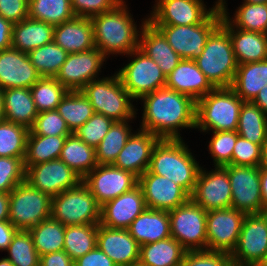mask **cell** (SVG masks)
I'll use <instances>...</instances> for the list:
<instances>
[{"instance_id":"cell-1","label":"cell","mask_w":267,"mask_h":266,"mask_svg":"<svg viewBox=\"0 0 267 266\" xmlns=\"http://www.w3.org/2000/svg\"><path fill=\"white\" fill-rule=\"evenodd\" d=\"M139 101V128L159 139H184L182 130H195L196 102L190 96L165 87L142 96L136 105Z\"/></svg>"},{"instance_id":"cell-2","label":"cell","mask_w":267,"mask_h":266,"mask_svg":"<svg viewBox=\"0 0 267 266\" xmlns=\"http://www.w3.org/2000/svg\"><path fill=\"white\" fill-rule=\"evenodd\" d=\"M127 2L122 0L113 9L90 18L95 48L107 59L123 57L139 48V36L147 22V14L138 24Z\"/></svg>"},{"instance_id":"cell-3","label":"cell","mask_w":267,"mask_h":266,"mask_svg":"<svg viewBox=\"0 0 267 266\" xmlns=\"http://www.w3.org/2000/svg\"><path fill=\"white\" fill-rule=\"evenodd\" d=\"M184 139H160L154 146L148 171L193 193L202 163Z\"/></svg>"},{"instance_id":"cell-4","label":"cell","mask_w":267,"mask_h":266,"mask_svg":"<svg viewBox=\"0 0 267 266\" xmlns=\"http://www.w3.org/2000/svg\"><path fill=\"white\" fill-rule=\"evenodd\" d=\"M242 103L231 87L214 88L196 101L195 131H237Z\"/></svg>"},{"instance_id":"cell-5","label":"cell","mask_w":267,"mask_h":266,"mask_svg":"<svg viewBox=\"0 0 267 266\" xmlns=\"http://www.w3.org/2000/svg\"><path fill=\"white\" fill-rule=\"evenodd\" d=\"M80 91L90 101L95 113L114 121L137 118L139 108L137 109L135 100L124 88L116 72L89 82Z\"/></svg>"},{"instance_id":"cell-6","label":"cell","mask_w":267,"mask_h":266,"mask_svg":"<svg viewBox=\"0 0 267 266\" xmlns=\"http://www.w3.org/2000/svg\"><path fill=\"white\" fill-rule=\"evenodd\" d=\"M194 61L214 88L232 86L238 63L229 33L221 24L210 34L202 54Z\"/></svg>"},{"instance_id":"cell-7","label":"cell","mask_w":267,"mask_h":266,"mask_svg":"<svg viewBox=\"0 0 267 266\" xmlns=\"http://www.w3.org/2000/svg\"><path fill=\"white\" fill-rule=\"evenodd\" d=\"M100 210L101 206L83 181L51 201V218L65 226L99 224Z\"/></svg>"},{"instance_id":"cell-8","label":"cell","mask_w":267,"mask_h":266,"mask_svg":"<svg viewBox=\"0 0 267 266\" xmlns=\"http://www.w3.org/2000/svg\"><path fill=\"white\" fill-rule=\"evenodd\" d=\"M222 11L218 6L202 23L196 25H152L167 39L182 59L199 57L210 34L221 24Z\"/></svg>"},{"instance_id":"cell-9","label":"cell","mask_w":267,"mask_h":266,"mask_svg":"<svg viewBox=\"0 0 267 266\" xmlns=\"http://www.w3.org/2000/svg\"><path fill=\"white\" fill-rule=\"evenodd\" d=\"M124 66L114 71L130 96L137 102L142 96L165 88L166 77L153 59L139 48L126 55Z\"/></svg>"},{"instance_id":"cell-10","label":"cell","mask_w":267,"mask_h":266,"mask_svg":"<svg viewBox=\"0 0 267 266\" xmlns=\"http://www.w3.org/2000/svg\"><path fill=\"white\" fill-rule=\"evenodd\" d=\"M52 198L27 181L10 192L9 221L18 230H29L51 217Z\"/></svg>"},{"instance_id":"cell-11","label":"cell","mask_w":267,"mask_h":266,"mask_svg":"<svg viewBox=\"0 0 267 266\" xmlns=\"http://www.w3.org/2000/svg\"><path fill=\"white\" fill-rule=\"evenodd\" d=\"M171 237L186 251L207 250V211L191 199L168 211Z\"/></svg>"},{"instance_id":"cell-12","label":"cell","mask_w":267,"mask_h":266,"mask_svg":"<svg viewBox=\"0 0 267 266\" xmlns=\"http://www.w3.org/2000/svg\"><path fill=\"white\" fill-rule=\"evenodd\" d=\"M267 254V212L246 214L230 254L233 266H260Z\"/></svg>"},{"instance_id":"cell-13","label":"cell","mask_w":267,"mask_h":266,"mask_svg":"<svg viewBox=\"0 0 267 266\" xmlns=\"http://www.w3.org/2000/svg\"><path fill=\"white\" fill-rule=\"evenodd\" d=\"M215 1L207 7L204 0H154L147 21L151 25H196L219 6V0Z\"/></svg>"},{"instance_id":"cell-14","label":"cell","mask_w":267,"mask_h":266,"mask_svg":"<svg viewBox=\"0 0 267 266\" xmlns=\"http://www.w3.org/2000/svg\"><path fill=\"white\" fill-rule=\"evenodd\" d=\"M107 60L97 48L70 53L55 78L68 91H80L89 82L102 78Z\"/></svg>"},{"instance_id":"cell-15","label":"cell","mask_w":267,"mask_h":266,"mask_svg":"<svg viewBox=\"0 0 267 266\" xmlns=\"http://www.w3.org/2000/svg\"><path fill=\"white\" fill-rule=\"evenodd\" d=\"M232 190L231 207L246 214L263 213L259 166H223Z\"/></svg>"},{"instance_id":"cell-16","label":"cell","mask_w":267,"mask_h":266,"mask_svg":"<svg viewBox=\"0 0 267 266\" xmlns=\"http://www.w3.org/2000/svg\"><path fill=\"white\" fill-rule=\"evenodd\" d=\"M203 165L190 199L206 211L231 207L232 190L227 170L221 166L207 169Z\"/></svg>"},{"instance_id":"cell-17","label":"cell","mask_w":267,"mask_h":266,"mask_svg":"<svg viewBox=\"0 0 267 266\" xmlns=\"http://www.w3.org/2000/svg\"><path fill=\"white\" fill-rule=\"evenodd\" d=\"M246 213L232 207L207 211V250L231 254L236 247Z\"/></svg>"},{"instance_id":"cell-18","label":"cell","mask_w":267,"mask_h":266,"mask_svg":"<svg viewBox=\"0 0 267 266\" xmlns=\"http://www.w3.org/2000/svg\"><path fill=\"white\" fill-rule=\"evenodd\" d=\"M82 181L90 189L96 202L102 206L138 185V177L132 172L112 164L97 165Z\"/></svg>"},{"instance_id":"cell-19","label":"cell","mask_w":267,"mask_h":266,"mask_svg":"<svg viewBox=\"0 0 267 266\" xmlns=\"http://www.w3.org/2000/svg\"><path fill=\"white\" fill-rule=\"evenodd\" d=\"M25 181L51 198L77 186L82 179L60 158L29 166Z\"/></svg>"},{"instance_id":"cell-20","label":"cell","mask_w":267,"mask_h":266,"mask_svg":"<svg viewBox=\"0 0 267 266\" xmlns=\"http://www.w3.org/2000/svg\"><path fill=\"white\" fill-rule=\"evenodd\" d=\"M147 208L170 211L190 200V194L166 177L148 170L138 177Z\"/></svg>"},{"instance_id":"cell-21","label":"cell","mask_w":267,"mask_h":266,"mask_svg":"<svg viewBox=\"0 0 267 266\" xmlns=\"http://www.w3.org/2000/svg\"><path fill=\"white\" fill-rule=\"evenodd\" d=\"M146 208L144 195L137 185L101 206L99 224L111 229H128Z\"/></svg>"},{"instance_id":"cell-22","label":"cell","mask_w":267,"mask_h":266,"mask_svg":"<svg viewBox=\"0 0 267 266\" xmlns=\"http://www.w3.org/2000/svg\"><path fill=\"white\" fill-rule=\"evenodd\" d=\"M40 74L31 64L28 53L14 48L0 51V88H31Z\"/></svg>"},{"instance_id":"cell-23","label":"cell","mask_w":267,"mask_h":266,"mask_svg":"<svg viewBox=\"0 0 267 266\" xmlns=\"http://www.w3.org/2000/svg\"><path fill=\"white\" fill-rule=\"evenodd\" d=\"M97 247L117 266H132L139 263L140 245L128 229H111L98 224Z\"/></svg>"},{"instance_id":"cell-24","label":"cell","mask_w":267,"mask_h":266,"mask_svg":"<svg viewBox=\"0 0 267 266\" xmlns=\"http://www.w3.org/2000/svg\"><path fill=\"white\" fill-rule=\"evenodd\" d=\"M159 140L154 134L137 128L112 165L141 176L148 170L153 148Z\"/></svg>"},{"instance_id":"cell-25","label":"cell","mask_w":267,"mask_h":266,"mask_svg":"<svg viewBox=\"0 0 267 266\" xmlns=\"http://www.w3.org/2000/svg\"><path fill=\"white\" fill-rule=\"evenodd\" d=\"M166 88L190 96L195 102L214 89L192 59H182L166 77Z\"/></svg>"},{"instance_id":"cell-26","label":"cell","mask_w":267,"mask_h":266,"mask_svg":"<svg viewBox=\"0 0 267 266\" xmlns=\"http://www.w3.org/2000/svg\"><path fill=\"white\" fill-rule=\"evenodd\" d=\"M221 25L229 33L238 65L267 59V34L235 28L223 15Z\"/></svg>"},{"instance_id":"cell-27","label":"cell","mask_w":267,"mask_h":266,"mask_svg":"<svg viewBox=\"0 0 267 266\" xmlns=\"http://www.w3.org/2000/svg\"><path fill=\"white\" fill-rule=\"evenodd\" d=\"M139 49L154 60L165 77H167L182 60L168 44L163 34L148 21L144 24L140 32Z\"/></svg>"},{"instance_id":"cell-28","label":"cell","mask_w":267,"mask_h":266,"mask_svg":"<svg viewBox=\"0 0 267 266\" xmlns=\"http://www.w3.org/2000/svg\"><path fill=\"white\" fill-rule=\"evenodd\" d=\"M53 41L68 54L95 48L90 18L75 16L62 24L55 25Z\"/></svg>"},{"instance_id":"cell-29","label":"cell","mask_w":267,"mask_h":266,"mask_svg":"<svg viewBox=\"0 0 267 266\" xmlns=\"http://www.w3.org/2000/svg\"><path fill=\"white\" fill-rule=\"evenodd\" d=\"M128 231L140 246L169 238V213L166 210L146 208L133 220Z\"/></svg>"},{"instance_id":"cell-30","label":"cell","mask_w":267,"mask_h":266,"mask_svg":"<svg viewBox=\"0 0 267 266\" xmlns=\"http://www.w3.org/2000/svg\"><path fill=\"white\" fill-rule=\"evenodd\" d=\"M55 25L27 17L13 24L11 47L24 53L50 43L54 39Z\"/></svg>"},{"instance_id":"cell-31","label":"cell","mask_w":267,"mask_h":266,"mask_svg":"<svg viewBox=\"0 0 267 266\" xmlns=\"http://www.w3.org/2000/svg\"><path fill=\"white\" fill-rule=\"evenodd\" d=\"M5 121L23 125L30 129L39 114L29 88L3 90Z\"/></svg>"},{"instance_id":"cell-32","label":"cell","mask_w":267,"mask_h":266,"mask_svg":"<svg viewBox=\"0 0 267 266\" xmlns=\"http://www.w3.org/2000/svg\"><path fill=\"white\" fill-rule=\"evenodd\" d=\"M228 0H219L222 15L238 29L267 34V3L252 4L241 2L233 14L228 12ZM227 2V3H226Z\"/></svg>"},{"instance_id":"cell-33","label":"cell","mask_w":267,"mask_h":266,"mask_svg":"<svg viewBox=\"0 0 267 266\" xmlns=\"http://www.w3.org/2000/svg\"><path fill=\"white\" fill-rule=\"evenodd\" d=\"M267 84V59L239 64L231 88L243 101H252Z\"/></svg>"},{"instance_id":"cell-34","label":"cell","mask_w":267,"mask_h":266,"mask_svg":"<svg viewBox=\"0 0 267 266\" xmlns=\"http://www.w3.org/2000/svg\"><path fill=\"white\" fill-rule=\"evenodd\" d=\"M186 250L173 237L140 246L143 266H180Z\"/></svg>"},{"instance_id":"cell-35","label":"cell","mask_w":267,"mask_h":266,"mask_svg":"<svg viewBox=\"0 0 267 266\" xmlns=\"http://www.w3.org/2000/svg\"><path fill=\"white\" fill-rule=\"evenodd\" d=\"M60 159L81 179L98 165L96 149L87 145L74 133L67 136Z\"/></svg>"},{"instance_id":"cell-36","label":"cell","mask_w":267,"mask_h":266,"mask_svg":"<svg viewBox=\"0 0 267 266\" xmlns=\"http://www.w3.org/2000/svg\"><path fill=\"white\" fill-rule=\"evenodd\" d=\"M237 133L257 145L267 141V115L252 101L242 103Z\"/></svg>"},{"instance_id":"cell-37","label":"cell","mask_w":267,"mask_h":266,"mask_svg":"<svg viewBox=\"0 0 267 266\" xmlns=\"http://www.w3.org/2000/svg\"><path fill=\"white\" fill-rule=\"evenodd\" d=\"M130 119L125 121H115L106 136L96 148V160L98 165L113 164L119 152L124 148L128 138L132 135L134 123Z\"/></svg>"},{"instance_id":"cell-38","label":"cell","mask_w":267,"mask_h":266,"mask_svg":"<svg viewBox=\"0 0 267 266\" xmlns=\"http://www.w3.org/2000/svg\"><path fill=\"white\" fill-rule=\"evenodd\" d=\"M67 136L28 135L25 170L32 165L60 158Z\"/></svg>"},{"instance_id":"cell-39","label":"cell","mask_w":267,"mask_h":266,"mask_svg":"<svg viewBox=\"0 0 267 266\" xmlns=\"http://www.w3.org/2000/svg\"><path fill=\"white\" fill-rule=\"evenodd\" d=\"M65 230V225L50 217L28 231L32 235L33 244L38 255L41 256L64 249Z\"/></svg>"},{"instance_id":"cell-40","label":"cell","mask_w":267,"mask_h":266,"mask_svg":"<svg viewBox=\"0 0 267 266\" xmlns=\"http://www.w3.org/2000/svg\"><path fill=\"white\" fill-rule=\"evenodd\" d=\"M56 111L66 121L72 133L95 113L90 101L81 91H68Z\"/></svg>"},{"instance_id":"cell-41","label":"cell","mask_w":267,"mask_h":266,"mask_svg":"<svg viewBox=\"0 0 267 266\" xmlns=\"http://www.w3.org/2000/svg\"><path fill=\"white\" fill-rule=\"evenodd\" d=\"M98 224L66 226L64 251L75 261L97 247Z\"/></svg>"},{"instance_id":"cell-42","label":"cell","mask_w":267,"mask_h":266,"mask_svg":"<svg viewBox=\"0 0 267 266\" xmlns=\"http://www.w3.org/2000/svg\"><path fill=\"white\" fill-rule=\"evenodd\" d=\"M29 17L52 25L74 18L71 0H29Z\"/></svg>"},{"instance_id":"cell-43","label":"cell","mask_w":267,"mask_h":266,"mask_svg":"<svg viewBox=\"0 0 267 266\" xmlns=\"http://www.w3.org/2000/svg\"><path fill=\"white\" fill-rule=\"evenodd\" d=\"M31 64L41 77L55 78L68 53L54 41L38 47L28 53Z\"/></svg>"},{"instance_id":"cell-44","label":"cell","mask_w":267,"mask_h":266,"mask_svg":"<svg viewBox=\"0 0 267 266\" xmlns=\"http://www.w3.org/2000/svg\"><path fill=\"white\" fill-rule=\"evenodd\" d=\"M30 129L3 121L0 123V157L25 158Z\"/></svg>"},{"instance_id":"cell-45","label":"cell","mask_w":267,"mask_h":266,"mask_svg":"<svg viewBox=\"0 0 267 266\" xmlns=\"http://www.w3.org/2000/svg\"><path fill=\"white\" fill-rule=\"evenodd\" d=\"M30 92L38 113L56 110L68 90L56 79L41 77L31 88Z\"/></svg>"},{"instance_id":"cell-46","label":"cell","mask_w":267,"mask_h":266,"mask_svg":"<svg viewBox=\"0 0 267 266\" xmlns=\"http://www.w3.org/2000/svg\"><path fill=\"white\" fill-rule=\"evenodd\" d=\"M5 256L13 266H39L40 256L27 230H18L13 236Z\"/></svg>"},{"instance_id":"cell-47","label":"cell","mask_w":267,"mask_h":266,"mask_svg":"<svg viewBox=\"0 0 267 266\" xmlns=\"http://www.w3.org/2000/svg\"><path fill=\"white\" fill-rule=\"evenodd\" d=\"M210 134V140L206 142L208 145V154H210L212 167L214 166H226L232 165V153L237 137L239 136L237 131H216L205 132L203 135ZM212 133V134H211Z\"/></svg>"},{"instance_id":"cell-48","label":"cell","mask_w":267,"mask_h":266,"mask_svg":"<svg viewBox=\"0 0 267 266\" xmlns=\"http://www.w3.org/2000/svg\"><path fill=\"white\" fill-rule=\"evenodd\" d=\"M115 121L100 113H94L74 134L83 142L97 148Z\"/></svg>"},{"instance_id":"cell-49","label":"cell","mask_w":267,"mask_h":266,"mask_svg":"<svg viewBox=\"0 0 267 266\" xmlns=\"http://www.w3.org/2000/svg\"><path fill=\"white\" fill-rule=\"evenodd\" d=\"M72 134L66 121L56 110L40 112L30 128L29 135L68 136Z\"/></svg>"},{"instance_id":"cell-50","label":"cell","mask_w":267,"mask_h":266,"mask_svg":"<svg viewBox=\"0 0 267 266\" xmlns=\"http://www.w3.org/2000/svg\"><path fill=\"white\" fill-rule=\"evenodd\" d=\"M24 158L0 157V192H11L25 181Z\"/></svg>"},{"instance_id":"cell-51","label":"cell","mask_w":267,"mask_h":266,"mask_svg":"<svg viewBox=\"0 0 267 266\" xmlns=\"http://www.w3.org/2000/svg\"><path fill=\"white\" fill-rule=\"evenodd\" d=\"M180 266H233L229 253L211 250L186 251Z\"/></svg>"},{"instance_id":"cell-52","label":"cell","mask_w":267,"mask_h":266,"mask_svg":"<svg viewBox=\"0 0 267 266\" xmlns=\"http://www.w3.org/2000/svg\"><path fill=\"white\" fill-rule=\"evenodd\" d=\"M262 146L251 143L249 140L238 136L232 153L234 166H260Z\"/></svg>"},{"instance_id":"cell-53","label":"cell","mask_w":267,"mask_h":266,"mask_svg":"<svg viewBox=\"0 0 267 266\" xmlns=\"http://www.w3.org/2000/svg\"><path fill=\"white\" fill-rule=\"evenodd\" d=\"M122 0H71L73 12L78 17L92 18L113 9Z\"/></svg>"},{"instance_id":"cell-54","label":"cell","mask_w":267,"mask_h":266,"mask_svg":"<svg viewBox=\"0 0 267 266\" xmlns=\"http://www.w3.org/2000/svg\"><path fill=\"white\" fill-rule=\"evenodd\" d=\"M29 0H0V16L12 24L29 17Z\"/></svg>"},{"instance_id":"cell-55","label":"cell","mask_w":267,"mask_h":266,"mask_svg":"<svg viewBox=\"0 0 267 266\" xmlns=\"http://www.w3.org/2000/svg\"><path fill=\"white\" fill-rule=\"evenodd\" d=\"M74 266H117L102 250L98 247L89 251L87 254L76 259Z\"/></svg>"},{"instance_id":"cell-56","label":"cell","mask_w":267,"mask_h":266,"mask_svg":"<svg viewBox=\"0 0 267 266\" xmlns=\"http://www.w3.org/2000/svg\"><path fill=\"white\" fill-rule=\"evenodd\" d=\"M39 266H74V261L62 250L41 255Z\"/></svg>"},{"instance_id":"cell-57","label":"cell","mask_w":267,"mask_h":266,"mask_svg":"<svg viewBox=\"0 0 267 266\" xmlns=\"http://www.w3.org/2000/svg\"><path fill=\"white\" fill-rule=\"evenodd\" d=\"M17 231L18 229L9 220L0 221V252L6 253Z\"/></svg>"},{"instance_id":"cell-58","label":"cell","mask_w":267,"mask_h":266,"mask_svg":"<svg viewBox=\"0 0 267 266\" xmlns=\"http://www.w3.org/2000/svg\"><path fill=\"white\" fill-rule=\"evenodd\" d=\"M13 24L0 16V51L11 48Z\"/></svg>"},{"instance_id":"cell-59","label":"cell","mask_w":267,"mask_h":266,"mask_svg":"<svg viewBox=\"0 0 267 266\" xmlns=\"http://www.w3.org/2000/svg\"><path fill=\"white\" fill-rule=\"evenodd\" d=\"M10 192H0V221L9 219Z\"/></svg>"},{"instance_id":"cell-60","label":"cell","mask_w":267,"mask_h":266,"mask_svg":"<svg viewBox=\"0 0 267 266\" xmlns=\"http://www.w3.org/2000/svg\"><path fill=\"white\" fill-rule=\"evenodd\" d=\"M260 188L264 213L267 212V168H260Z\"/></svg>"},{"instance_id":"cell-61","label":"cell","mask_w":267,"mask_h":266,"mask_svg":"<svg viewBox=\"0 0 267 266\" xmlns=\"http://www.w3.org/2000/svg\"><path fill=\"white\" fill-rule=\"evenodd\" d=\"M267 115V84L263 86L260 92L252 100Z\"/></svg>"},{"instance_id":"cell-62","label":"cell","mask_w":267,"mask_h":266,"mask_svg":"<svg viewBox=\"0 0 267 266\" xmlns=\"http://www.w3.org/2000/svg\"><path fill=\"white\" fill-rule=\"evenodd\" d=\"M260 168H267V141L262 146V158Z\"/></svg>"},{"instance_id":"cell-63","label":"cell","mask_w":267,"mask_h":266,"mask_svg":"<svg viewBox=\"0 0 267 266\" xmlns=\"http://www.w3.org/2000/svg\"><path fill=\"white\" fill-rule=\"evenodd\" d=\"M4 119V109H3V89L0 88V123L3 122Z\"/></svg>"},{"instance_id":"cell-64","label":"cell","mask_w":267,"mask_h":266,"mask_svg":"<svg viewBox=\"0 0 267 266\" xmlns=\"http://www.w3.org/2000/svg\"><path fill=\"white\" fill-rule=\"evenodd\" d=\"M0 266H13V264L4 256L0 258Z\"/></svg>"},{"instance_id":"cell-65","label":"cell","mask_w":267,"mask_h":266,"mask_svg":"<svg viewBox=\"0 0 267 266\" xmlns=\"http://www.w3.org/2000/svg\"><path fill=\"white\" fill-rule=\"evenodd\" d=\"M242 2L252 3V4H263L267 3V0H242Z\"/></svg>"},{"instance_id":"cell-66","label":"cell","mask_w":267,"mask_h":266,"mask_svg":"<svg viewBox=\"0 0 267 266\" xmlns=\"http://www.w3.org/2000/svg\"><path fill=\"white\" fill-rule=\"evenodd\" d=\"M260 266H267V254H266L263 262L260 264Z\"/></svg>"},{"instance_id":"cell-67","label":"cell","mask_w":267,"mask_h":266,"mask_svg":"<svg viewBox=\"0 0 267 266\" xmlns=\"http://www.w3.org/2000/svg\"><path fill=\"white\" fill-rule=\"evenodd\" d=\"M132 266H143V265H141L140 263H137V264H134Z\"/></svg>"}]
</instances>
